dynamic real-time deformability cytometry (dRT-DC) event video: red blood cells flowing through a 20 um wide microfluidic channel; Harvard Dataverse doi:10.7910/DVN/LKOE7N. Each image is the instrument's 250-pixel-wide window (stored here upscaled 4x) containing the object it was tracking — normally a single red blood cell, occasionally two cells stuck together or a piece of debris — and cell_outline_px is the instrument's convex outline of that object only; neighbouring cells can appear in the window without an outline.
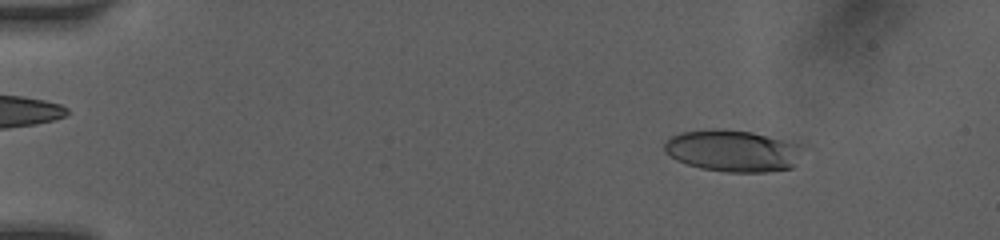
{"species": "human", "species_latin": "Homo sapiens", "temperature_condition": "room temperature", "stored_images_in_passage": 19, "camera_frame_rate_fps": 3000, "um_per_image_px": 0.085, "donor": {"sex": "female"}, "frame": {"image": 1, "passage_image": 5, "time_ms": 2.0, "image_size_px": [1000, 240], "cell_outline_px": [[800, 144], [792, 168], [764, 172], [728, 172], [700, 168], [676, 160], [664, 152], [664, 144], [672, 136], [680, 132], [752, 132]], "centroid_in_image_um": [62.24, 12.87], "position_along_channel_um": 22.8, "area_um2": 32.14}}
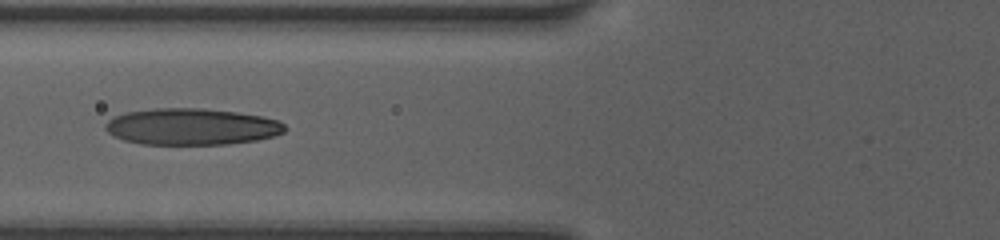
{"frame": {"image": 2, "passage_image": 14, "time_ms": 6.667, "image_size_px": [1000, 240], "cell_outline_px": [[288, 128], [284, 132], [276, 136], [256, 140], [224, 144], [140, 144], [124, 140], [108, 132], [104, 128], [104, 124], [108, 120], [124, 112], [152, 108], [204, 108], [236, 112], [260, 116], [280, 120]], "centroid_in_image_um": [16.3, 10.76], "position_along_channel_um": 109.5, "area_um2": 38.38}}
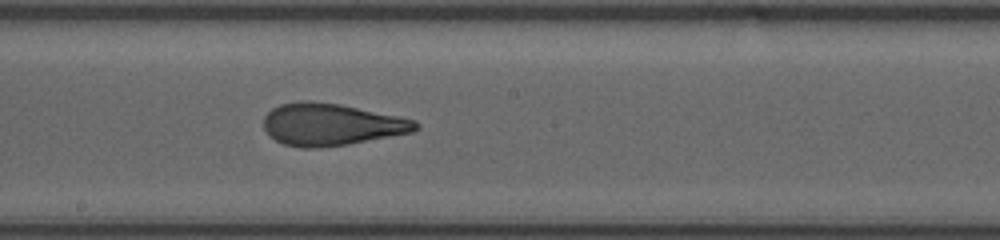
{"frame": {"image": 3, "passage_image": 19, "time_ms": 9.333, "image_size_px": [1000, 240], "cell_outline_px": [[420, 128], [412, 132], [348, 144], [320, 148], [300, 148], [284, 144], [276, 140], [264, 128], [264, 116], [272, 108], [280, 104], [300, 100], [308, 100], [340, 104], [416, 120], [420, 124]], "centroid_in_image_um": [28.15, 10.57], "position_along_channel_um": 220.1, "area_um2": 37.22}}